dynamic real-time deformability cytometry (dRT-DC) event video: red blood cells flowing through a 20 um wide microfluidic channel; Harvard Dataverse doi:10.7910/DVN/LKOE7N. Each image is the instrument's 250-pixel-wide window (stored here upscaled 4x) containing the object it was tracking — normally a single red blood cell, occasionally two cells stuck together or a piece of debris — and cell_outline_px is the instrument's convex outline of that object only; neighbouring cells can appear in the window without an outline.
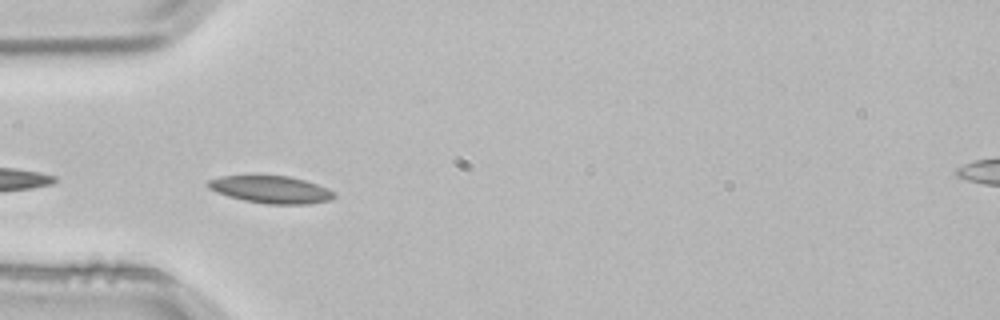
{"species": "common noctule bat (a hibernating species)", "species_latin": "Nyctalus noctula", "temperature_condition": "room temperature", "stored_images_in_passage": 4, "camera_frame_rate_fps": 3000, "um_per_image_px": 0.085, "animal": {"sex": "male", "body_mass_g": 21.5, "forearm_length_mm": 52.0}, "frame": {"image": 1, "passage_image": 4, "time_ms": 1.0, "image_size_px": [1000, 320], "cell_outline_px": [[336, 196], [332, 200], [308, 204], [264, 204], [244, 200], [228, 196], [216, 192], [208, 188], [204, 184], [208, 180], [220, 176], [288, 176], [304, 180], [328, 188]], "centroid_in_image_um": [23.0, 16.12], "position_along_channel_um": 62.0, "area_um2": 20.11}}